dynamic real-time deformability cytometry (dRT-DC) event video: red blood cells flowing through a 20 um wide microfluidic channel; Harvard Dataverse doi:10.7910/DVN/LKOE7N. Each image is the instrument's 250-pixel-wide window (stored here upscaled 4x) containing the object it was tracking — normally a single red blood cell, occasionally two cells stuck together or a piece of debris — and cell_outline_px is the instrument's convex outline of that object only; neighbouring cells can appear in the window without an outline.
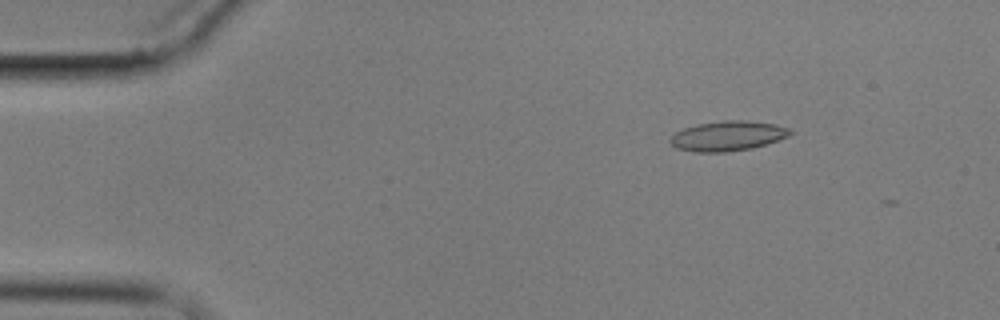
{"species": "common noctule bat (a hibernating species)", "species_latin": "Nyctalus noctula", "temperature_condition": "cold", "stored_images_in_passage": 8, "camera_frame_rate_fps": 3000, "um_per_image_px": 0.085, "animal": {"sex": "male", "body_mass_g": 17.9}, "frame": {"image": 1, "passage_image": 3, "time_ms": 2.333, "image_size_px": [1000, 320], "cell_outline_px": [[796, 132], [788, 136], [752, 148], [728, 152], [696, 152], [676, 148], [668, 140], [676, 132], [684, 128], [696, 124], [724, 120], [744, 120], [776, 124], [788, 128]], "centroid_in_image_um": [61.85, 11.55], "position_along_channel_um": 23.1, "area_um2": 20.87}}
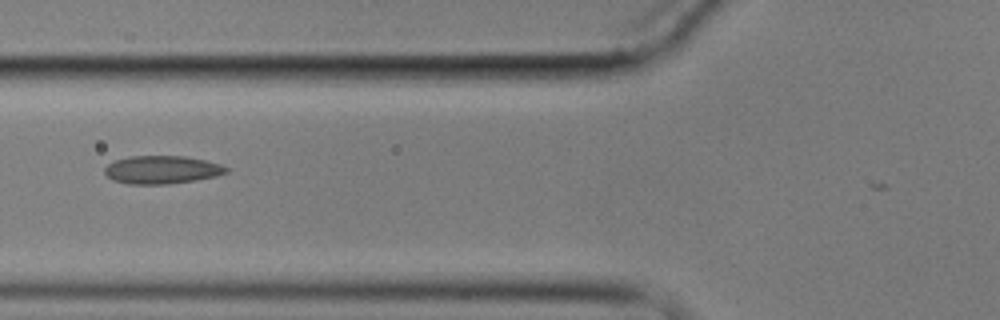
{"frame": {"image": 2, "passage_image": 7, "time_ms": 7.0, "image_size_px": [1000, 320], "cell_outline_px": [[228, 172], [216, 176], [196, 180], [168, 184], [128, 184], [112, 180], [104, 172], [104, 168], [108, 164], [116, 160], [128, 156], [184, 156], [204, 160], [220, 164], [228, 168]], "centroid_in_image_um": [13.74, 14.43], "position_along_channel_um": 112.1, "area_um2": 19.88}}
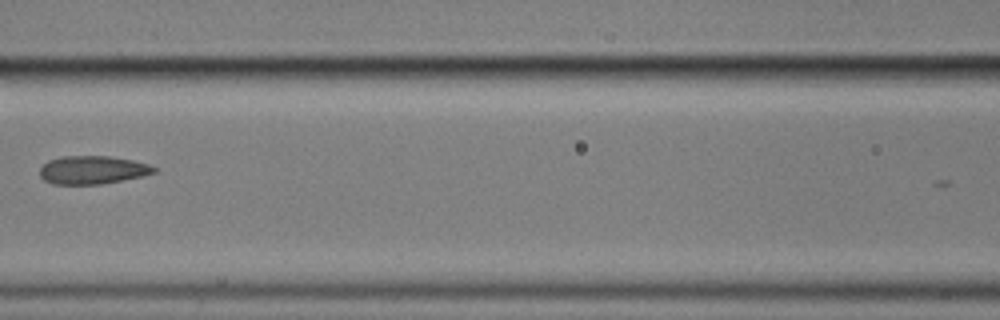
{"frame": {"image": 3, "passage_image": 8, "time_ms": 8.333, "image_size_px": [1000, 320], "cell_outline_px": [[156, 172], [140, 176], [100, 184], [52, 184], [44, 180], [40, 176], [40, 168], [48, 160], [64, 156], [108, 156], [132, 160], [148, 164], [156, 168]], "centroid_in_image_um": [7.82, 14.44], "position_along_channel_um": 158.8, "area_um2": 18.55}}